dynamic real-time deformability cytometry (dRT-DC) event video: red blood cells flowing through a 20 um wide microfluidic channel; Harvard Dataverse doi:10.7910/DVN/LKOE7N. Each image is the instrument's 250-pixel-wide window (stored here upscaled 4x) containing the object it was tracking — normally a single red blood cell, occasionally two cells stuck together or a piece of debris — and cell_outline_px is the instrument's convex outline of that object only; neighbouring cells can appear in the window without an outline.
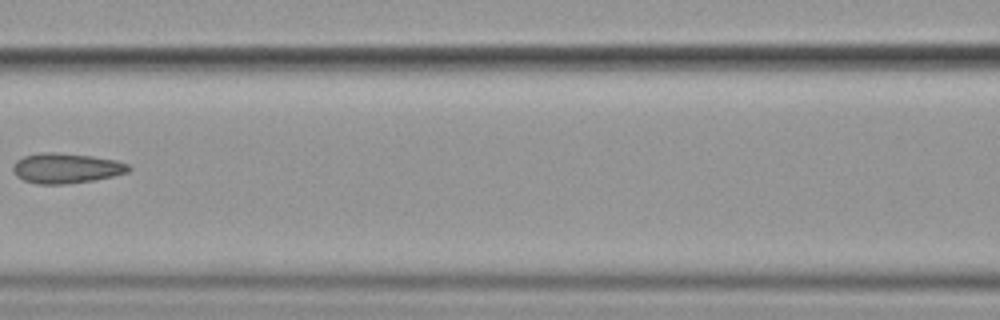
{"species": "common noctule bat (a hibernating species)", "species_latin": "Nyctalus noctula", "temperature_condition": "cold", "stored_images_in_passage": 8, "camera_frame_rate_fps": 3000, "um_per_image_px": 0.085, "animal": {"sex": "female", "body_mass_g": 19.9}, "frame": {"image": 1, "passage_image": 7, "time_ms": 8.0, "image_size_px": [1000, 320], "cell_outline_px": [[132, 168], [128, 172], [112, 176], [92, 180], [64, 184], [36, 184], [24, 180], [16, 176], [12, 168], [12, 164], [16, 160], [24, 156], [40, 152], [52, 152], [92, 156], [116, 160], [128, 164]], "centroid_in_image_um": [5.59, 14.29], "position_along_channel_um": 161.0, "area_um2": 20.29}}
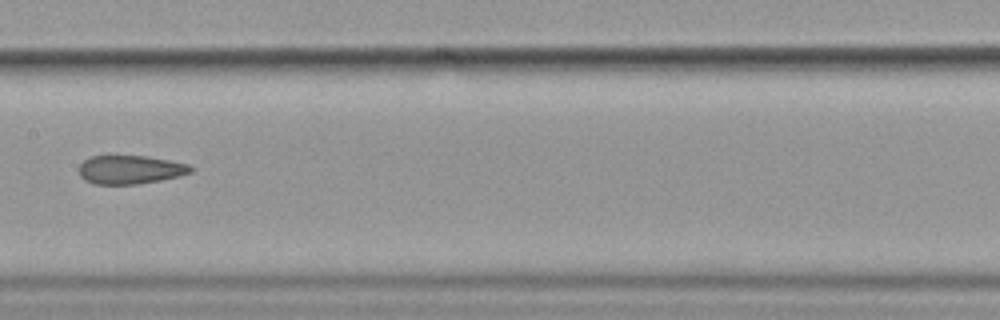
{"frame": {"image": 2, "passage_image": 8, "time_ms": 9.0, "image_size_px": [1000, 320], "cell_outline_px": [[192, 172], [180, 176], [160, 180], [136, 184], [92, 184], [84, 180], [80, 176], [80, 164], [84, 160], [92, 156], [148, 156], [188, 164], [192, 168]], "centroid_in_image_um": [11.06, 14.42], "position_along_channel_um": 196.3, "area_um2": 18.55}}